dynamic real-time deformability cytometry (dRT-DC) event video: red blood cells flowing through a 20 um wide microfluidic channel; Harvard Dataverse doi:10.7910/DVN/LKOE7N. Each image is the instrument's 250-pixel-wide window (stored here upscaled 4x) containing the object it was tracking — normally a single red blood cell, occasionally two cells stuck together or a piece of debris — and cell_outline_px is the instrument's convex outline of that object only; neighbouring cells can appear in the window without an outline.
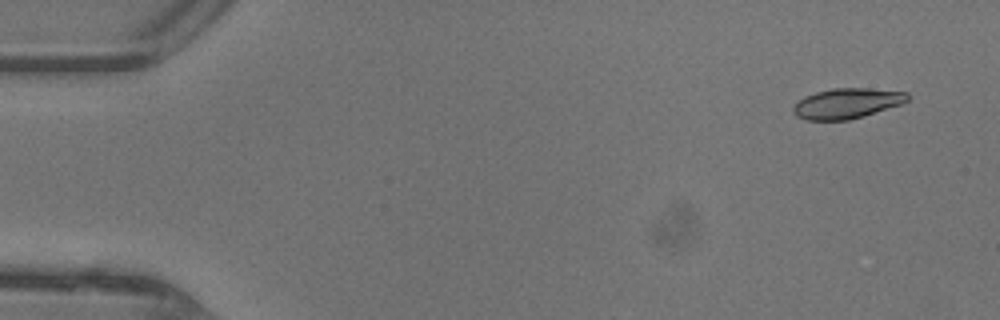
{"species": "common noctule bat (a hibernating species)", "species_latin": "Nyctalus noctula", "temperature_condition": "warm", "stored_images_in_passage": 9, "camera_frame_rate_fps": 3000, "um_per_image_px": 0.085, "animal": {"sex": "female"}, "frame": {"image": 1, "passage_image": 3, "time_ms": 0.667, "image_size_px": [1000, 320], "cell_outline_px": [[908, 100], [900, 104], [864, 116], [848, 120], [804, 120], [796, 116], [792, 112], [792, 108], [804, 96], [816, 92], [832, 88], [868, 88], [908, 92]], "centroid_in_image_um": [71.96, 8.79], "position_along_channel_um": 13.0, "area_um2": 20.11}}